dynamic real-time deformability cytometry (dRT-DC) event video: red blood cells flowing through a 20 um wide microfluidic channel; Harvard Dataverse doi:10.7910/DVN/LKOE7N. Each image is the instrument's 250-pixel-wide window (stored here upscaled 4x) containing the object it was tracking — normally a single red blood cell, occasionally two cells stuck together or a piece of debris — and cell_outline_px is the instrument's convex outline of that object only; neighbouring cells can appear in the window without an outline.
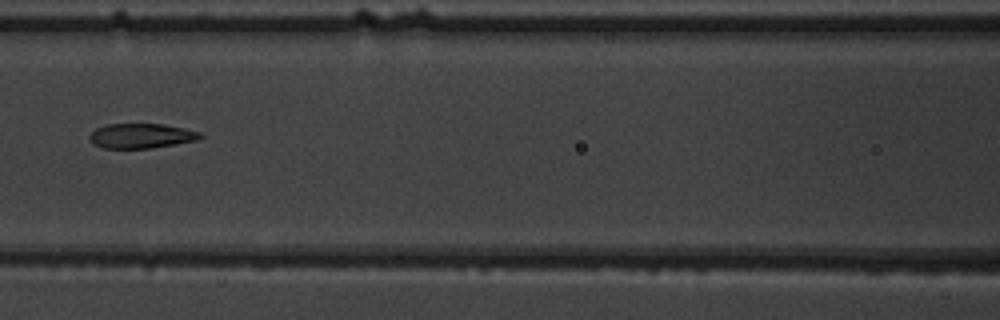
{"species": "common noctule bat (a hibernating species)", "species_latin": "Nyctalus noctula", "temperature_condition": "warm", "stored_images_in_passage": 9, "camera_frame_rate_fps": 3000, "um_per_image_px": 0.085, "animal": {"sex": "male", "body_mass_g": 19.5, "forearm_length_mm": 54.6}, "frame": {"image": 1, "passage_image": 7, "time_ms": 7.0, "image_size_px": [1000, 320], "cell_outline_px": [[204, 136], [196, 140], [152, 148], [104, 148], [92, 144], [88, 136], [96, 128], [108, 124], [164, 124], [184, 128], [200, 132]], "centroid_in_image_um": [11.99, 11.54], "position_along_channel_um": 154.6, "area_um2": 15.95}}
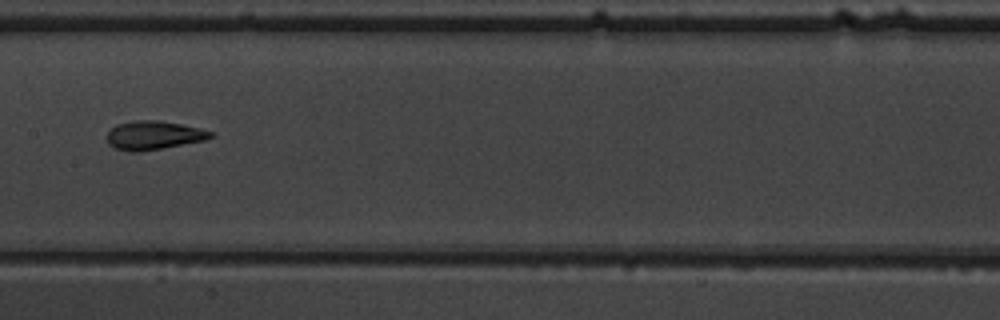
{"frame": {"image": 2, "passage_image": 8, "time_ms": 8.0, "image_size_px": [1000, 320], "cell_outline_px": [[216, 136], [204, 140], [140, 152], [128, 152], [116, 148], [108, 144], [104, 136], [116, 124], [136, 120], [160, 120], [180, 124], [212, 132]], "centroid_in_image_um": [12.99, 11.5], "position_along_channel_um": 194.4, "area_um2": 17.34}}
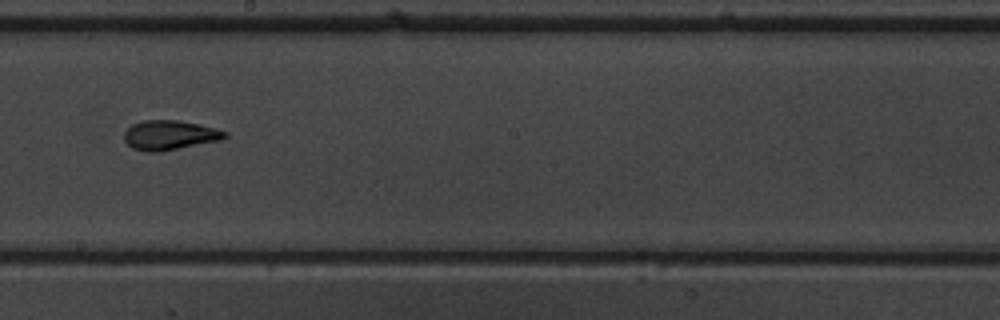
{"frame": {"image": 3, "passage_image": 9, "time_ms": 9.0, "image_size_px": [1000, 320], "cell_outline_px": [[228, 136], [220, 140], [160, 152], [148, 152], [132, 148], [124, 140], [124, 132], [132, 124], [144, 120], [176, 120], [216, 128], [228, 132]], "centroid_in_image_um": [14.41, 11.49], "position_along_channel_um": 233.8, "area_um2": 17.28}}